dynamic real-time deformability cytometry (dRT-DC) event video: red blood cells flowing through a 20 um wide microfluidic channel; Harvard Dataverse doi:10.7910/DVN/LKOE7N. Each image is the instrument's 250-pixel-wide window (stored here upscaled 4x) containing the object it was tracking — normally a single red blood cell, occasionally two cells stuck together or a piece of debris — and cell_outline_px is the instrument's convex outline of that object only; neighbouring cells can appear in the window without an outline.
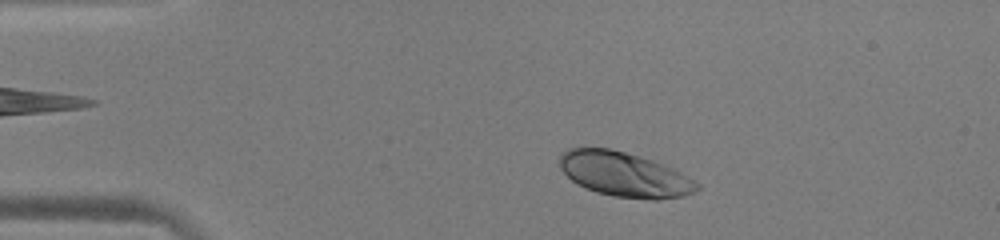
{"species": "human", "species_latin": "Homo sapiens", "temperature_condition": "warm", "stored_images_in_passage": 47, "camera_frame_rate_fps": 3000, "um_per_image_px": 0.085, "donor": {"sex": "male"}, "frame": {"image": 1, "passage_image": 5, "time_ms": 1.333, "image_size_px": [1000, 240], "cell_outline_px": [[700, 188], [696, 192], [684, 196], [656, 200], [652, 200], [612, 196], [596, 192], [572, 180], [560, 168], [560, 156], [568, 148], [612, 148], [652, 160], [676, 168], [700, 184]], "centroid_in_image_um": [53.15, 14.83], "position_along_channel_um": 31.9, "area_um2": 35.84}}
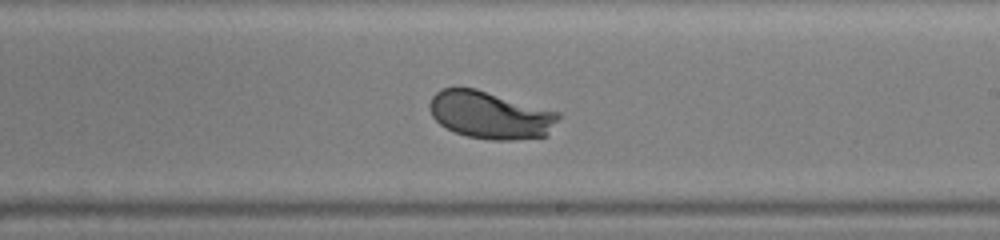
{"frame": {"image": 2, "passage_image": 26, "time_ms": 8.333, "image_size_px": [1000, 240], "cell_outline_px": [[560, 116], [544, 136], [512, 140], [492, 140], [468, 136], [456, 132], [440, 124], [432, 116], [428, 108], [428, 104], [432, 96], [440, 88], [476, 88], [560, 112]], "centroid_in_image_um": [41.63, 9.76], "position_along_channel_um": 247.4, "area_um2": 35.43}}
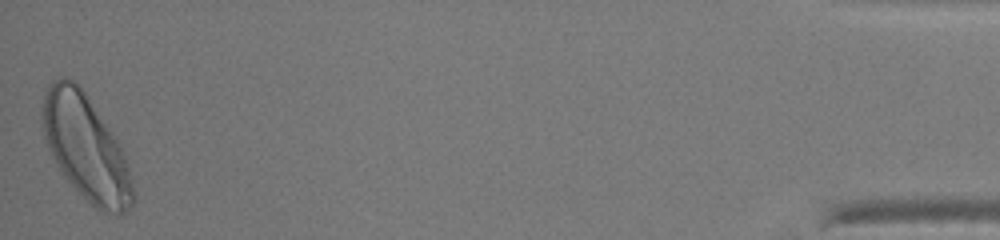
{"frame": {"image": 3, "passage_image": 47, "time_ms": 15.333, "image_size_px": [1000, 240], "cell_outline_px": [[136, 200], [124, 212], [116, 216], [100, 212], [60, 172], [48, 148], [44, 136], [40, 116], [44, 92], [48, 84], [52, 80], [60, 76], [64, 76], [80, 84], [120, 144], [124, 156]], "centroid_in_image_um": [7.26, 12.51], "position_along_channel_um": 427.9, "area_um2": 55.49}, "authors_computed_cell_mechanics": {"area_um2": 36.0094, "velocity_mm_per_s": 3.8921, "shape_relaxation_time_tau1_ms": 1.9272, "shape_relaxation_time_tau2_ms": null, "deformation_change_tau1": 0.1488, "deformation_change_tau2": null}}